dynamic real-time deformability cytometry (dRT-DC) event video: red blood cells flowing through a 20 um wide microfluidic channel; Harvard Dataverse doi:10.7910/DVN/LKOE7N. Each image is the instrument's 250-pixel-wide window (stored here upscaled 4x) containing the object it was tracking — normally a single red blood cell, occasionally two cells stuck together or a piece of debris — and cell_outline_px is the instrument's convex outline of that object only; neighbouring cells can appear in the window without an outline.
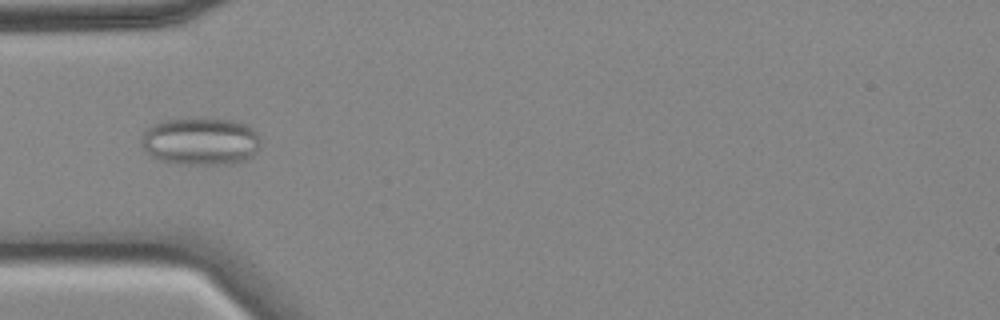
{"species": "common noctule bat (a hibernating species)", "species_latin": "Nyctalus noctula", "temperature_condition": "cold", "stored_images_in_passage": 56, "camera_frame_rate_fps": 3000, "um_per_image_px": 0.085, "animal": {"sex": "female", "body_mass_g": 18.4}, "frame": {"image": 1, "passage_image": 17, "time_ms": 5.333, "image_size_px": [1000, 320], "cell_outline_px": [[260, 144], [256, 152], [252, 156], [244, 160], [232, 164], [180, 164], [164, 160], [152, 156], [140, 144], [140, 140], [144, 132], [152, 124], [164, 120], [232, 120], [244, 124], [252, 128], [256, 132], [260, 140]], "centroid_in_image_um": [17.06, 12.03], "position_along_channel_um": 67.9, "area_um2": 32.54}}
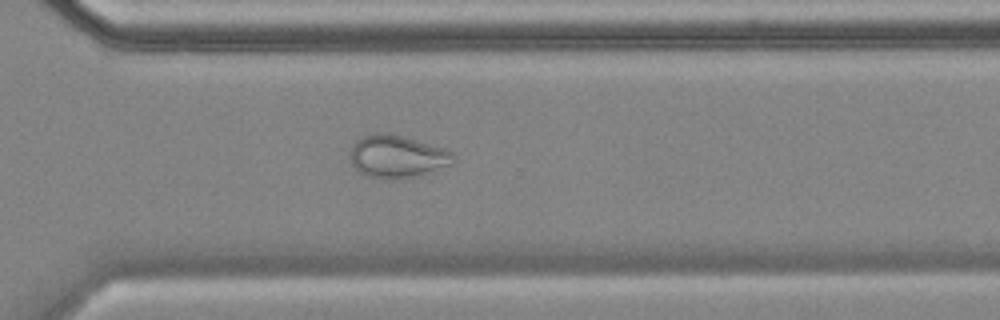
{"frame": {"image": 2, "passage_image": 40, "time_ms": 13.0, "image_size_px": [1000, 320], "cell_outline_px": [[456, 156], [452, 164], [432, 172], [416, 176], [368, 176], [360, 172], [352, 164], [348, 156], [356, 140], [360, 136], [376, 132], [380, 132], [400, 136], [444, 148], [452, 152]], "centroid_in_image_um": [33.76, 13.26], "position_along_channel_um": 336.8, "area_um2": 24.97}, "authors_computed_cell_mechanics": {"area_um2": 29.1601, "velocity_mm_per_s": 3.5113, "shape_relaxation_time_tau1_ms": null, "shape_relaxation_time_tau2_ms": 1.8071, "deformation_change_tau1": null, "deformation_change_tau2": 0.0545}}